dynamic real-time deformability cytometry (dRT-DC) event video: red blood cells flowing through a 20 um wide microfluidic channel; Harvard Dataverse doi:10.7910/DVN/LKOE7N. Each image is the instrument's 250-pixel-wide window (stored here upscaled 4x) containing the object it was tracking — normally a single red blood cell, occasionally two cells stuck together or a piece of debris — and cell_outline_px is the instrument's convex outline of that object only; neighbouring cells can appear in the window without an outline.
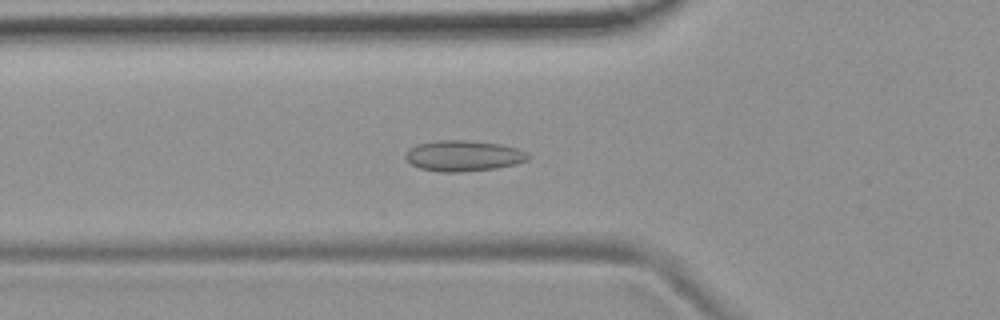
{"species": "common noctule bat (a hibernating species)", "species_latin": "Nyctalus noctula", "temperature_condition": "room temperature", "stored_images_in_passage": 51, "camera_frame_rate_fps": 3000, "um_per_image_px": 0.085, "animal": {"sex": "female", "body_mass_g": 19.9}, "frame": {"image": 1, "passage_image": 16, "time_ms": 5.0, "image_size_px": [1000, 320], "cell_outline_px": [[532, 156], [528, 160], [516, 164], [496, 168], [460, 172], [440, 172], [420, 168], [412, 164], [404, 156], [416, 144], [436, 140], [464, 140], [500, 144], [516, 148], [528, 152]], "centroid_in_image_um": [39.44, 13.24], "position_along_channel_um": 86.4, "area_um2": 21.96}}
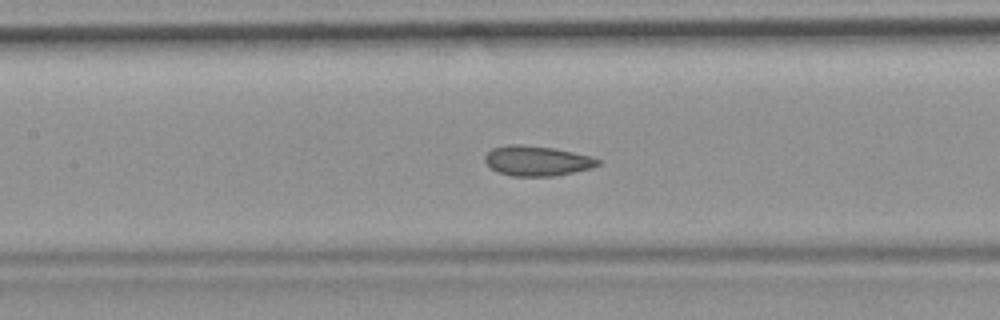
{"frame": {"image": 2, "passage_image": 22, "time_ms": 7.0, "image_size_px": [1000, 320], "cell_outline_px": [[600, 164], [592, 168], [556, 176], [512, 176], [496, 172], [484, 160], [484, 156], [492, 148], [508, 144], [524, 144], [552, 148], [592, 156], [600, 160]], "centroid_in_image_um": [45.64, 13.67], "position_along_channel_um": 161.8, "area_um2": 19.88}}
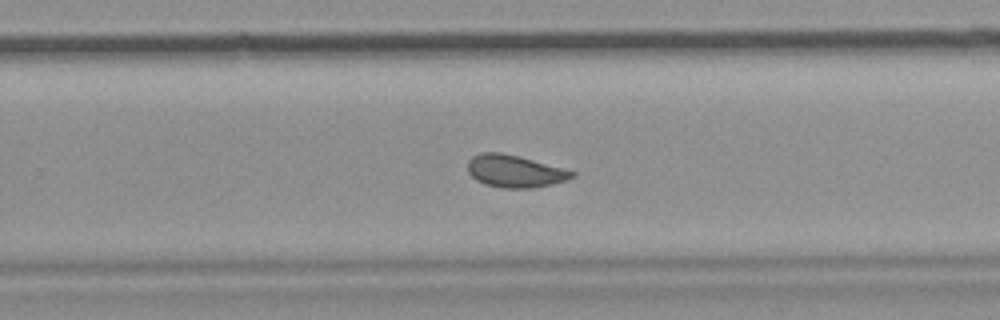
{"frame": {"image": 3, "passage_image": 32, "time_ms": 10.333, "image_size_px": [1000, 320], "cell_outline_px": [[576, 176], [552, 184], [532, 188], [504, 188], [484, 184], [476, 180], [468, 172], [468, 160], [472, 156], [480, 152], [500, 152], [532, 160], [576, 172]], "centroid_in_image_um": [43.71, 14.55], "position_along_channel_um": 286.1, "area_um2": 19.42}, "authors_computed_cell_mechanics": {"area_um2": 20.1722, "velocity_mm_per_s": 3.7573, "shape_relaxation_time_tau1_ms": null, "shape_relaxation_time_tau2_ms": 1.7801, "deformation_change_tau1": null, "deformation_change_tau2": 0.0498}}